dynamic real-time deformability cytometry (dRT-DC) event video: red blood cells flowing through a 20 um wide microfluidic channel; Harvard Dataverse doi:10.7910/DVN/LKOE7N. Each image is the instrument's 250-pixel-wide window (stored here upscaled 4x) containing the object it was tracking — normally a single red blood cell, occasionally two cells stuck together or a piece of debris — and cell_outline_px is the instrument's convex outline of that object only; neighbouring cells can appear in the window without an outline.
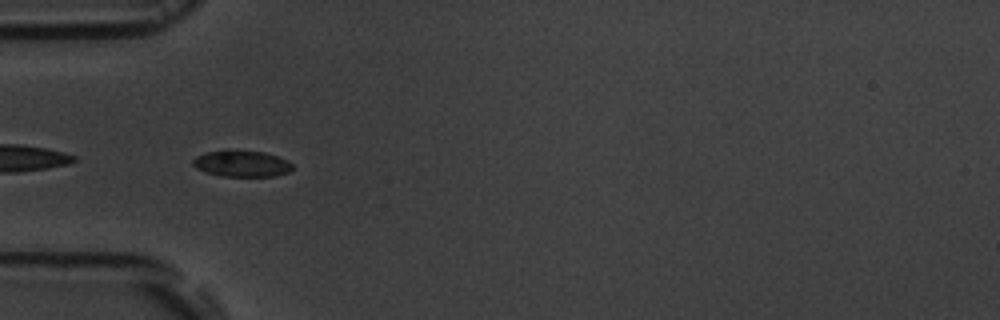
{"species": "common noctule bat (a hibernating species)", "species_latin": "Nyctalus noctula", "temperature_condition": "room temperature", "stored_images_in_passage": 5, "camera_frame_rate_fps": 3000, "um_per_image_px": 0.085, "animal": {"sex": "male", "body_mass_g": 19.5, "forearm_length_mm": 54.6}, "frame": {"image": 1, "passage_image": 4, "time_ms": 6.0, "image_size_px": [1000, 320], "cell_outline_px": [[292, 168], [288, 172], [276, 176], [220, 176], [204, 172], [196, 168], [192, 164], [192, 160], [196, 156], [204, 152], [224, 148], [228, 148], [264, 152], [288, 160], [292, 164]], "centroid_in_image_um": [20.48, 13.87], "position_along_channel_um": 64.5, "area_um2": 15.78}}
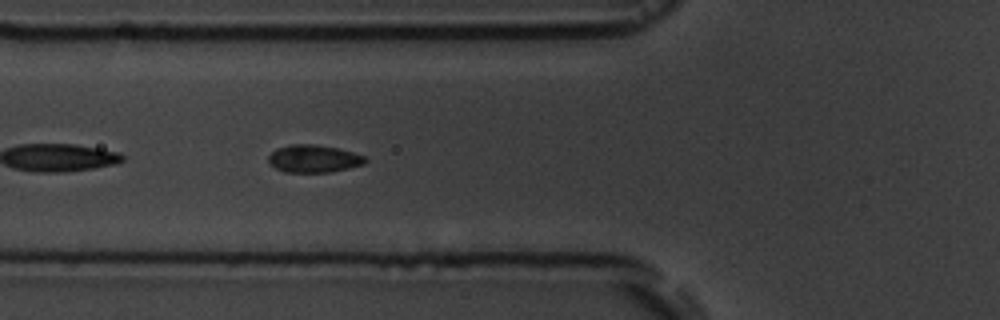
{"frame": {"image": 2, "passage_image": 5, "time_ms": 7.0, "image_size_px": [1000, 320], "cell_outline_px": [[368, 160], [364, 164], [348, 168], [328, 172], [284, 172], [276, 168], [268, 160], [268, 156], [276, 148], [292, 144], [312, 144], [336, 148], [352, 152], [364, 156]], "centroid_in_image_um": [26.65, 13.49], "position_along_channel_um": 99.1, "area_um2": 15.37}}